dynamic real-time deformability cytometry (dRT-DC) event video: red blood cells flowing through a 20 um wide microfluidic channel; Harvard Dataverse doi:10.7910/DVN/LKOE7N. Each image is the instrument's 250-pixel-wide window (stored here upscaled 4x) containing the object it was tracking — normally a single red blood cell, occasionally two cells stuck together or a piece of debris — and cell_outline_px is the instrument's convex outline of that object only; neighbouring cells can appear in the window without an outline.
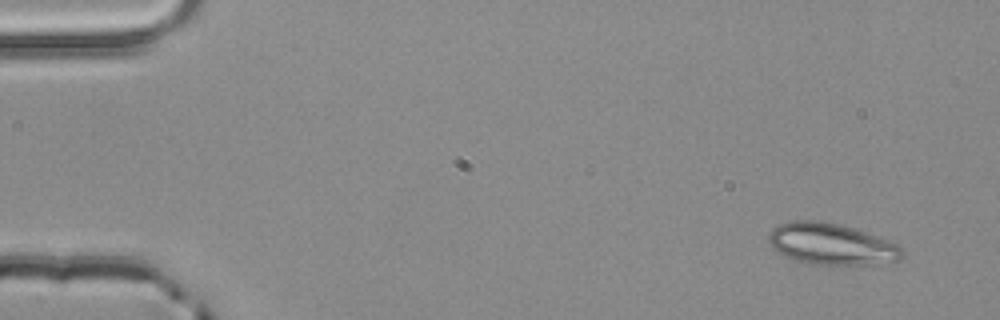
{"species": "common noctule bat (a hibernating species)", "species_latin": "Nyctalus noctula", "temperature_condition": "room temperature", "stored_images_in_passage": 4, "camera_frame_rate_fps": 3000, "um_per_image_px": 0.085, "animal": {"sex": "male", "body_mass_g": 20.4}, "frame": {"image": 1, "passage_image": 1, "time_ms": 0.0, "image_size_px": [1000, 320], "cell_outline_px": [[904, 256], [900, 260], [868, 264], [808, 264], [784, 256], [772, 248], [768, 240], [768, 232], [772, 228], [780, 224], [792, 220], [820, 220], [840, 224], [900, 244], [904, 248]], "centroid_in_image_um": [70.65, 20.73], "position_along_channel_um": 14.3, "area_um2": 32.37}}